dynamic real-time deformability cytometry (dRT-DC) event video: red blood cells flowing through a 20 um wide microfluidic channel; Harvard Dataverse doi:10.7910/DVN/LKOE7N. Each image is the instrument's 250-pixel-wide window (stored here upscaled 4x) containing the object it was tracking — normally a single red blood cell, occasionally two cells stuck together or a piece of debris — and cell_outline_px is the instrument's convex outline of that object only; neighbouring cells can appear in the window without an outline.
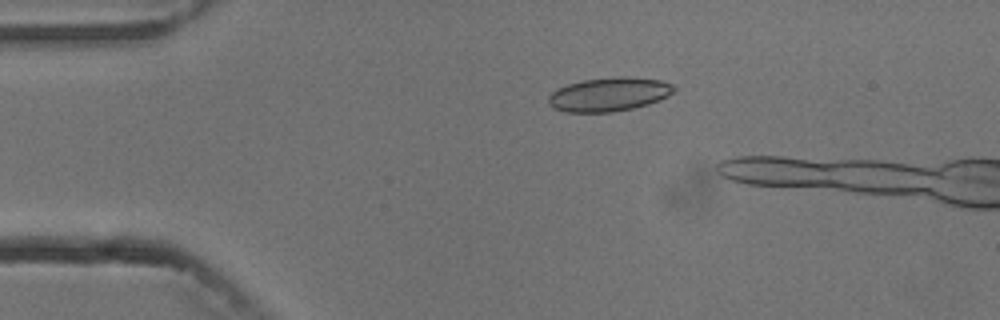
{"species": "common noctule bat (a hibernating species)", "species_latin": "Nyctalus noctula", "temperature_condition": "cold", "stored_images_in_passage": 5, "camera_frame_rate_fps": 3000, "um_per_image_px": 0.085, "animal": {"sex": "male", "body_mass_g": 13.3}, "frame": {"image": 1, "passage_image": 3, "time_ms": 2.333, "image_size_px": [1000, 320], "cell_outline_px": [[676, 88], [668, 96], [660, 100], [648, 104], [632, 108], [612, 112], [564, 112], [552, 108], [548, 104], [548, 96], [552, 92], [568, 84], [584, 80], [612, 76], [628, 76], [660, 80], [676, 84]], "centroid_in_image_um": [51.78, 8.01], "position_along_channel_um": 33.2, "area_um2": 24.97}}